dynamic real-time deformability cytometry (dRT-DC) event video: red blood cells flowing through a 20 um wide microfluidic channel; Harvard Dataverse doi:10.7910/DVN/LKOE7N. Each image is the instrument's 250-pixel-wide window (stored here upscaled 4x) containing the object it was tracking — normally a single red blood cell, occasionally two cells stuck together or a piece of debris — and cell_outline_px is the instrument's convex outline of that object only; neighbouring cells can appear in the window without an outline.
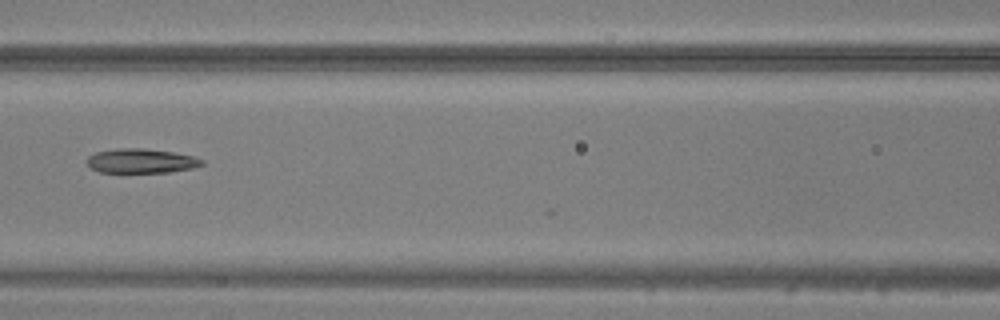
{"species": "common noctule bat (a hibernating species)", "species_latin": "Nyctalus noctula", "temperature_condition": "warm", "stored_images_in_passage": 24, "camera_frame_rate_fps": 3000, "um_per_image_px": 0.085, "animal": {"sex": "male", "body_mass_g": 20.5, "forearm_length_mm": 52.5}, "frame": {"image": 1, "passage_image": 23, "time_ms": 7.333, "image_size_px": [1000, 320], "cell_outline_px": [[204, 164], [192, 168], [168, 172], [100, 172], [92, 168], [88, 164], [88, 156], [96, 152], [120, 148], [144, 148], [172, 152], [192, 156], [204, 160]], "centroid_in_image_um": [12.01, 13.67], "position_along_channel_um": 154.6, "area_um2": 16.13}}